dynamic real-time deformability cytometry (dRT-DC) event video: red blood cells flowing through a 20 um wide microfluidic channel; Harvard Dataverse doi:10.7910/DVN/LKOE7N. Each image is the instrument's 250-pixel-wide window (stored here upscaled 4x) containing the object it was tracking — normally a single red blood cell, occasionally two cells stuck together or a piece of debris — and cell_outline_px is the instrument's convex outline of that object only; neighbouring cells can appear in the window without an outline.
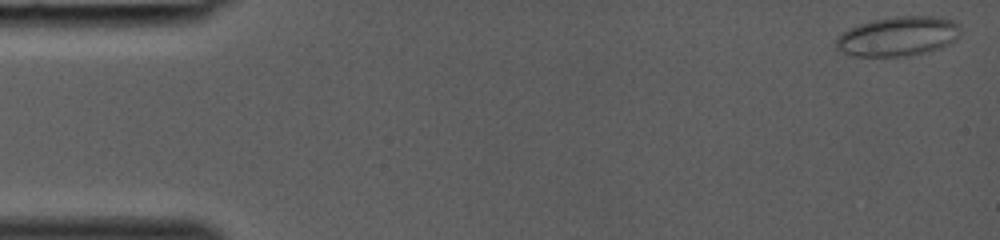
{"species": "common noctule bat (a hibernating species)", "species_latin": "Nyctalus noctula", "temperature_condition": "room temperature", "stored_images_in_passage": 39, "camera_frame_rate_fps": 3000, "um_per_image_px": 0.085, "animal": {"sex": "female", "body_mass_g": 19.0, "forearm_length_mm": 53.3}, "frame": {"image": 1, "passage_image": 1, "time_ms": 0.0, "image_size_px": [1000, 240], "cell_outline_px": [[960, 36], [956, 40], [940, 48], [908, 56], [852, 56], [836, 48], [836, 40], [840, 32], [860, 24], [872, 20], [900, 16], [932, 16], [952, 20], [960, 24]], "centroid_in_image_um": [76.35, 3.08], "position_along_channel_um": 8.7, "area_um2": 28.67}}
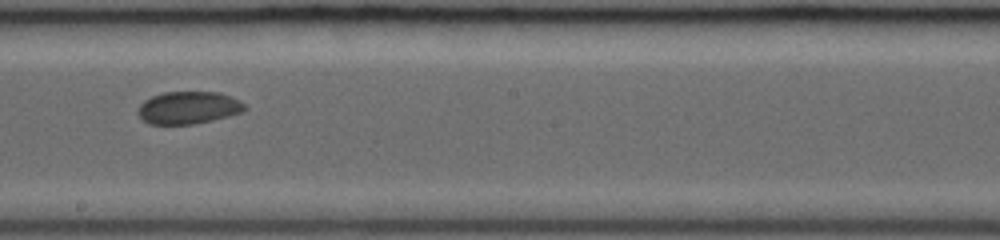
{"frame": {"image": 2, "passage_image": 23, "time_ms": 7.333, "image_size_px": [1000, 240], "cell_outline_px": [[248, 108], [240, 112], [228, 116], [212, 120], [192, 124], [148, 124], [136, 112], [140, 104], [144, 100], [152, 96], [164, 92], [216, 92], [228, 96], [244, 104]], "centroid_in_image_um": [15.96, 9.16], "position_along_channel_um": 232.2, "area_um2": 19.94}}
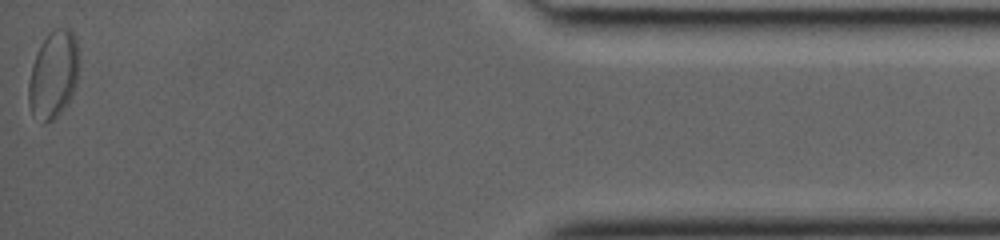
{"frame": {"image": 3, "passage_image": 39, "time_ms": 12.667, "image_size_px": [1000, 240], "cell_outline_px": [[76, 84], [64, 108], [52, 120], [44, 124], [32, 112], [28, 104], [28, 80], [32, 64], [36, 52], [40, 44], [48, 32], [56, 28], [68, 28], [72, 32], [76, 40]], "centroid_in_image_um": [4.48, 6.33], "position_along_channel_um": 430.7, "area_um2": 25.2}}